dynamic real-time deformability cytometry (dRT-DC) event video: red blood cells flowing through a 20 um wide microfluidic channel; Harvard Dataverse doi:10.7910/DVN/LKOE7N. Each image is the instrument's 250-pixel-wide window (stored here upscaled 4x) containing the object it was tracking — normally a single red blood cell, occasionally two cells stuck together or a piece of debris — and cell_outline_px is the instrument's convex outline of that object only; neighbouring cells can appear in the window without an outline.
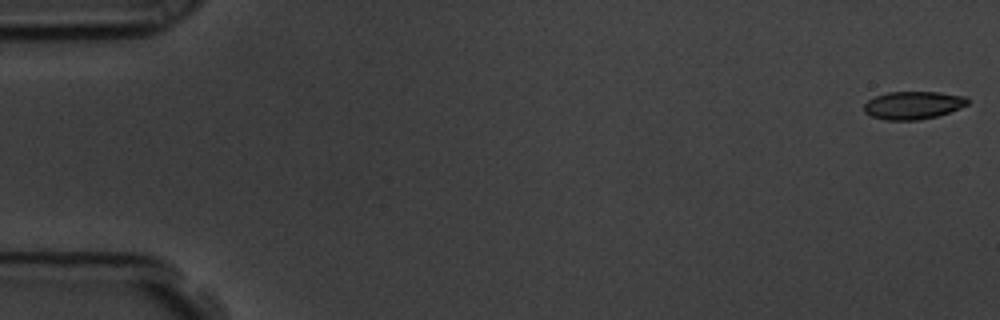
{"species": "common noctule bat (a hibernating species)", "species_latin": "Nyctalus noctula", "temperature_condition": "room temperature", "stored_images_in_passage": 57, "camera_frame_rate_fps": 3000, "um_per_image_px": 0.085, "animal": {"sex": "male", "body_mass_g": 19.5, "forearm_length_mm": 54.6}, "frame": {"image": 1, "passage_image": 1, "time_ms": 0.0, "image_size_px": [1000, 320], "cell_outline_px": [[968, 104], [960, 108], [936, 116], [920, 120], [884, 120], [872, 116], [864, 112], [864, 104], [868, 100], [876, 96], [888, 92], [940, 92], [964, 96], [968, 100]], "centroid_in_image_um": [77.6, 8.94], "position_along_channel_um": 7.4, "area_um2": 16.76}}
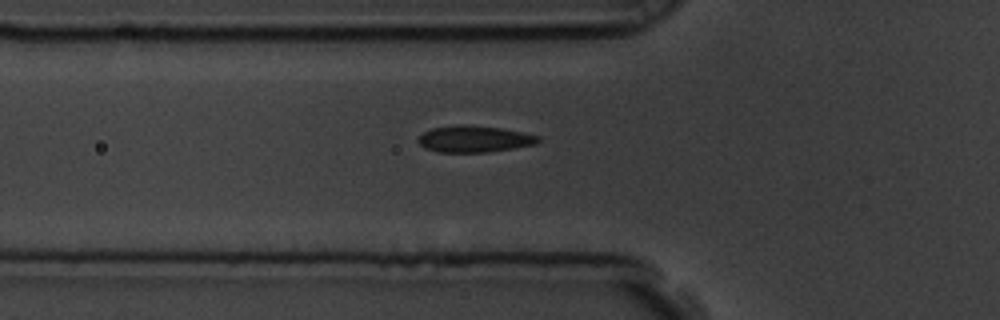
{"frame": {"image": 2, "passage_image": 20, "time_ms": 6.333, "image_size_px": [1000, 320], "cell_outline_px": [[540, 140], [536, 144], [488, 152], [440, 152], [424, 148], [420, 144], [420, 136], [424, 132], [432, 128], [456, 124], [464, 124], [500, 128], [524, 132], [540, 136]], "centroid_in_image_um": [40.33, 11.8], "position_along_channel_um": 85.5, "area_um2": 18.5}}
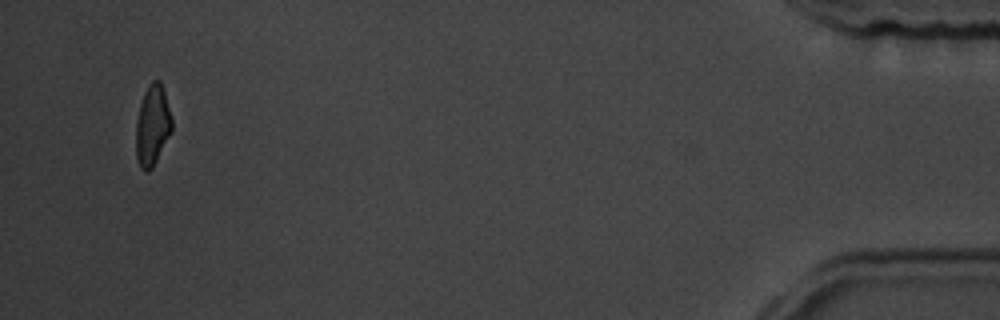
{"frame": {"image": 3, "passage_image": 55, "time_ms": 18.0, "image_size_px": [1000, 320], "cell_outline_px": [[172, 132], [152, 168], [148, 172], [144, 172], [140, 168], [136, 156], [136, 120], [140, 104], [144, 92], [148, 84], [152, 80], [160, 80], [164, 92], [172, 120]], "centroid_in_image_um": [12.95, 10.68], "position_along_channel_um": 422.3, "area_um2": 16.94}}